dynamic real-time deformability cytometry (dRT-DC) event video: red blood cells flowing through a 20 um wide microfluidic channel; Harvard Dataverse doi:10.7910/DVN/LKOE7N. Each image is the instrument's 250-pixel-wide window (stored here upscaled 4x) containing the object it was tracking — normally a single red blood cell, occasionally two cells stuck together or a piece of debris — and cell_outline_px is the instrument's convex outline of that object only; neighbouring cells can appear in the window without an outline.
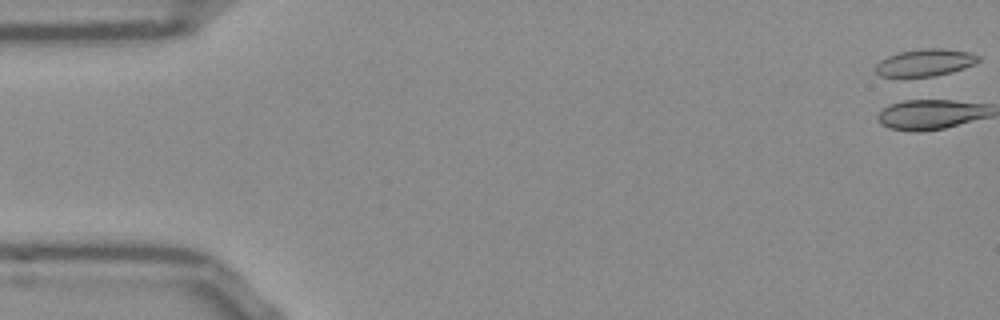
{"species": "Egyptian fruit bat (a non-hibernating species)", "species_latin": "Rousettus aegyptiacus", "temperature_condition": "room temperature", "stored_images_in_passage": 53, "segment_of_instrument_passage": [1, 2], "camera_frame_rate_fps": 3000, "um_per_image_px": 0.085, "frame": {"image": 1, "passage_image": 1, "time_ms": 0.0, "image_size_px": [1000, 320], "cell_outline_px": [[980, 60], [964, 68], [936, 76], [880, 76], [876, 72], [876, 64], [880, 60], [888, 56], [900, 52], [920, 48], [940, 48], [968, 52], [980, 56]], "centroid_in_image_um": [78.63, 5.31], "position_along_channel_um": 6.4, "area_um2": 16.07}}